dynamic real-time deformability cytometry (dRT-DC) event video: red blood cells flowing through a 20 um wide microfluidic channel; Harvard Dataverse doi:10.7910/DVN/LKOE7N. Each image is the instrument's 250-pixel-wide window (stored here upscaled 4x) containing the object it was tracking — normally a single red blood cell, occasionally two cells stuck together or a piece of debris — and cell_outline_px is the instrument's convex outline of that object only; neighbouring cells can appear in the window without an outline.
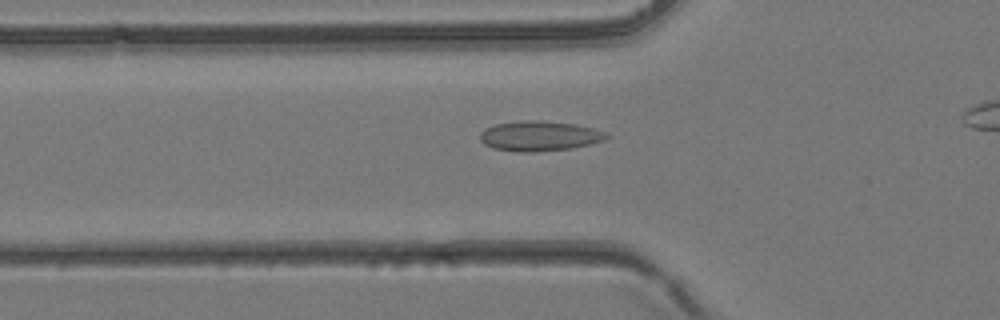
{"species": "common noctule bat (a hibernating species)", "species_latin": "Nyctalus noctula", "temperature_condition": "room temperature", "stored_images_in_passage": 24, "camera_frame_rate_fps": 3000, "um_per_image_px": 0.085, "animal": {"sex": "female", "body_mass_g": 24.6, "forearm_length_mm": 56.2}, "frame": {"image": 1, "passage_image": 8, "time_ms": 2.333, "image_size_px": [1000, 320], "cell_outline_px": [[608, 136], [604, 140], [572, 148], [536, 152], [520, 152], [492, 148], [484, 144], [480, 140], [480, 132], [496, 124], [524, 120], [540, 120], [572, 124], [592, 128], [604, 132]], "centroid_in_image_um": [45.81, 11.57], "position_along_channel_um": 80.0, "area_um2": 21.85}}
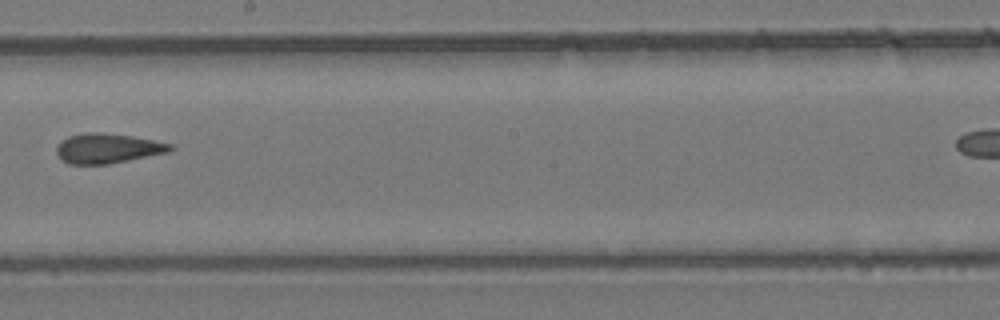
{"frame": {"image": 2, "passage_image": 17, "time_ms": 5.333, "image_size_px": [1000, 320], "cell_outline_px": [[172, 148], [168, 152], [108, 164], [68, 164], [60, 160], [56, 152], [56, 148], [68, 136], [84, 132], [100, 132], [132, 136], [172, 144]], "centroid_in_image_um": [9.1, 12.61], "position_along_channel_um": 239.1, "area_um2": 19.59}}
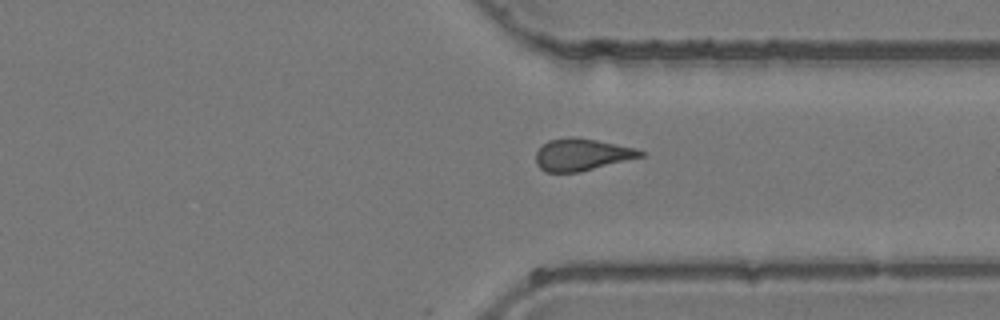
{"frame": {"image": 3, "passage_image": 24, "time_ms": 7.667, "image_size_px": [1000, 320], "cell_outline_px": [[644, 156], [580, 172], [544, 172], [536, 164], [536, 152], [548, 140], [572, 136], [596, 140], [636, 148], [644, 152]], "centroid_in_image_um": [49.44, 13.14], "position_along_channel_um": 362.0, "area_um2": 19.48}}